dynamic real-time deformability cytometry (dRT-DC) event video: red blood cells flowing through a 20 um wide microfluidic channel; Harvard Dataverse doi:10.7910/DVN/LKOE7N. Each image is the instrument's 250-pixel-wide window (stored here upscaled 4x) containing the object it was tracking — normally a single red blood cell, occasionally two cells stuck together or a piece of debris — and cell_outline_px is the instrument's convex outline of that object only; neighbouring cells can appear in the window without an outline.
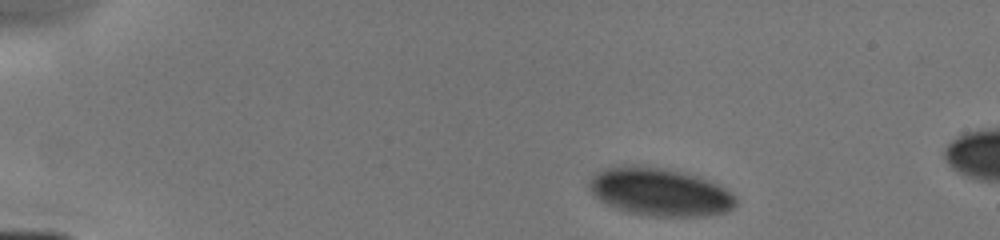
{"species": "human", "species_latin": "Homo sapiens", "temperature_condition": "cold", "stored_images_in_passage": 5, "segment_of_instrument_passage": [1, 2], "camera_frame_rate_fps": 3000, "um_per_image_px": 0.085, "donor": {"sex": "male"}, "frame": {"image": 1, "passage_image": 1, "time_ms": 0.0, "image_size_px": [1000, 240], "cell_outline_px": [[736, 208], [724, 212], [708, 216], [648, 216], [628, 212], [616, 208], [600, 200], [588, 188], [588, 180], [596, 172], [604, 168], [616, 164], [640, 164], [664, 168], [684, 172], [700, 176], [732, 192], [736, 196]], "centroid_in_image_um": [56.07, 16.29], "position_along_channel_um": 28.9, "area_um2": 41.67}}